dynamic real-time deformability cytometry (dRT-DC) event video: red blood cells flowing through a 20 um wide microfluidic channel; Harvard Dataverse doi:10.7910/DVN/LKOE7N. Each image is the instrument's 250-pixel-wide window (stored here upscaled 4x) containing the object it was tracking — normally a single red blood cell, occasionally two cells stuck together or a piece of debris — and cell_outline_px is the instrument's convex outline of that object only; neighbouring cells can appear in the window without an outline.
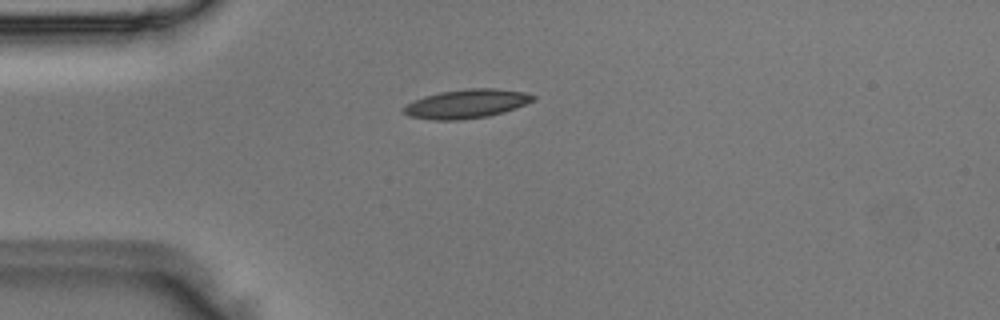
{"species": "Egyptian fruit bat (a non-hibernating species)", "species_latin": "Rousettus aegyptiacus", "temperature_condition": "room temperature", "stored_images_in_passage": 4, "camera_frame_rate_fps": 3000, "um_per_image_px": 0.085, "animal": {"sex": "male"}, "frame": {"image": 1, "passage_image": 4, "time_ms": 1.0, "image_size_px": [1000, 320], "cell_outline_px": [[536, 100], [504, 112], [488, 116], [460, 120], [432, 120], [408, 116], [404, 112], [404, 108], [408, 104], [424, 96], [440, 92], [468, 88], [496, 88], [524, 92], [536, 96]], "centroid_in_image_um": [39.69, 8.82], "position_along_channel_um": 45.3, "area_um2": 21.73}}